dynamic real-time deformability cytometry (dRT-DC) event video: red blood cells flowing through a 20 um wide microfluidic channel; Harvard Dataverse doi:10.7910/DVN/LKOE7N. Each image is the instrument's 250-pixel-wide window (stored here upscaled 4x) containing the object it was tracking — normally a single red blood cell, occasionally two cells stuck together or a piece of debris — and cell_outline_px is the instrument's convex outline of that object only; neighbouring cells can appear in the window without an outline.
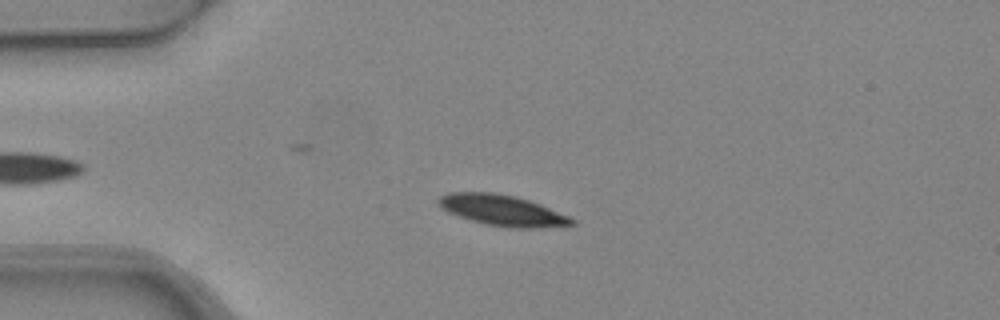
{"species": "common noctule bat (a hibernating species)", "species_latin": "Nyctalus noctula", "temperature_condition": "warm", "stored_images_in_passage": 4, "camera_frame_rate_fps": 3000, "um_per_image_px": 0.085, "animal": {"sex": "female", "body_mass_g": 24.6, "forearm_length_mm": 56.2}, "frame": {"image": 1, "passage_image": 3, "time_ms": 0.667, "image_size_px": [1000, 320], "cell_outline_px": [[576, 224], [540, 228], [508, 228], [484, 224], [448, 212], [440, 208], [436, 204], [436, 200], [440, 196], [448, 192], [492, 192], [516, 196], [540, 204], [568, 216], [576, 220]], "centroid_in_image_um": [42.66, 17.88], "position_along_channel_um": 42.3, "area_um2": 24.1}}